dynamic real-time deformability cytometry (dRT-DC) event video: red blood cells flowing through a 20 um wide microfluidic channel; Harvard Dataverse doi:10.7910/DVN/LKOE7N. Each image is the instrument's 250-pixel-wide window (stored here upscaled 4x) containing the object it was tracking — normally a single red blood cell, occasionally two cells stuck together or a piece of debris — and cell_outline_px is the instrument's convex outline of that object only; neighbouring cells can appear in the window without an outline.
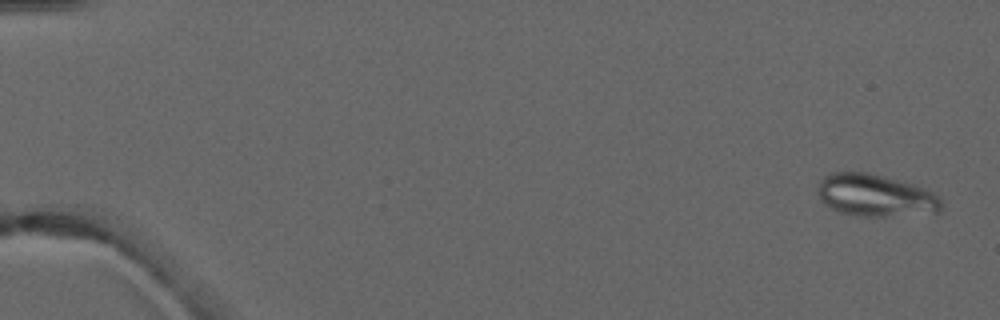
{"species": "common noctule bat (a hibernating species)", "species_latin": "Nyctalus noctula", "temperature_condition": "warm", "stored_images_in_passage": 5, "camera_frame_rate_fps": 3000, "um_per_image_px": 0.085, "animal": {"sex": "male", "forearm_length_mm": 52.5}, "frame": {"image": 1, "passage_image": 1, "time_ms": 0.0, "image_size_px": [1000, 320], "cell_outline_px": [[940, 212], [884, 216], [860, 216], [840, 212], [824, 204], [820, 200], [816, 192], [820, 180], [824, 176], [832, 172], [868, 172], [884, 176], [912, 184], [924, 188], [940, 196]], "centroid_in_image_um": [74.36, 16.6], "position_along_channel_um": 10.6, "area_um2": 30.35}}